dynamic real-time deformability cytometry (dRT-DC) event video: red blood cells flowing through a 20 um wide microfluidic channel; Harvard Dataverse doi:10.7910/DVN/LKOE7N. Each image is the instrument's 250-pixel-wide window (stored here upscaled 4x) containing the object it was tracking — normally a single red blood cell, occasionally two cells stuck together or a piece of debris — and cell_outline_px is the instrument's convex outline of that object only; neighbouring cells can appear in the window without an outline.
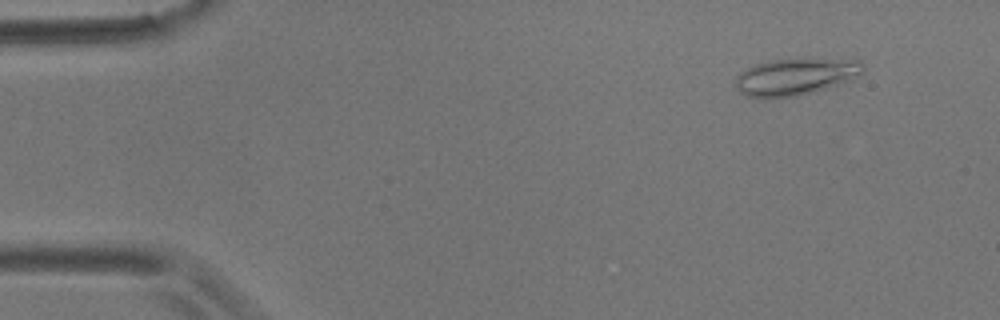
{"species": "common noctule bat (a hibernating species)", "species_latin": "Nyctalus noctula", "temperature_condition": "room temperature", "stored_images_in_passage": 5, "camera_frame_rate_fps": 3000, "um_per_image_px": 0.085, "animal": {"sex": "male", "body_mass_g": 17.9}, "frame": {"image": 1, "passage_image": 2, "time_ms": 1.333, "image_size_px": [1000, 320], "cell_outline_px": [[864, 68], [852, 80], [812, 92], [796, 96], [764, 100], [748, 96], [740, 92], [736, 88], [736, 76], [740, 72], [756, 64], [768, 60], [860, 60]], "centroid_in_image_um": [67.54, 6.56], "position_along_channel_um": 17.5, "area_um2": 27.05}}